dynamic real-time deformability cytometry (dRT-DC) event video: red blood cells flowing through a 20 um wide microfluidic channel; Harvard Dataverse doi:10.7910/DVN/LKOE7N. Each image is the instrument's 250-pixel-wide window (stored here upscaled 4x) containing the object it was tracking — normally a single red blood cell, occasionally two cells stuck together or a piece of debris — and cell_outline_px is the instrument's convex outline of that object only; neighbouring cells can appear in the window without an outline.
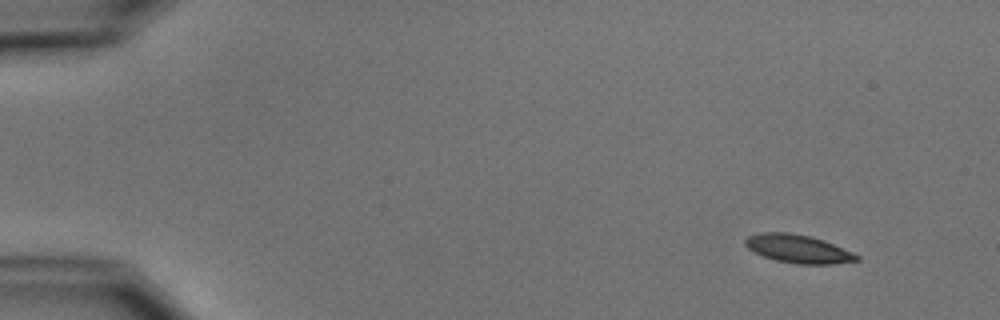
{"species": "common noctule bat (a hibernating species)", "species_latin": "Nyctalus noctula", "temperature_condition": "cold", "stored_images_in_passage": 5, "camera_frame_rate_fps": 3000, "um_per_image_px": 0.085, "animal": {"sex": "male", "body_mass_g": 15.6}, "frame": {"image": 1, "passage_image": 1, "time_ms": 0.0, "image_size_px": [1000, 320], "cell_outline_px": [[860, 260], [832, 264], [796, 264], [776, 260], [764, 256], [748, 248], [744, 244], [744, 240], [748, 236], [760, 232], [788, 232], [812, 236], [824, 240], [852, 252], [860, 256]], "centroid_in_image_um": [67.84, 21.14], "position_along_channel_um": 17.2, "area_um2": 18.38}}
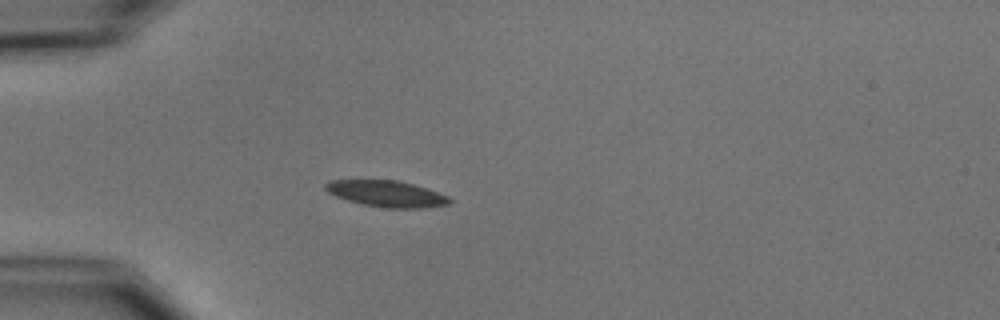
{"frame": {"image": 2, "passage_image": 4, "time_ms": 3.667, "image_size_px": [1000, 320], "cell_outline_px": [[452, 200], [448, 204], [424, 208], [384, 208], [364, 204], [348, 200], [336, 196], [328, 192], [324, 188], [324, 184], [328, 180], [396, 180], [412, 184], [448, 196]], "centroid_in_image_um": [32.82, 16.47], "position_along_channel_um": 52.2, "area_um2": 18.79}}